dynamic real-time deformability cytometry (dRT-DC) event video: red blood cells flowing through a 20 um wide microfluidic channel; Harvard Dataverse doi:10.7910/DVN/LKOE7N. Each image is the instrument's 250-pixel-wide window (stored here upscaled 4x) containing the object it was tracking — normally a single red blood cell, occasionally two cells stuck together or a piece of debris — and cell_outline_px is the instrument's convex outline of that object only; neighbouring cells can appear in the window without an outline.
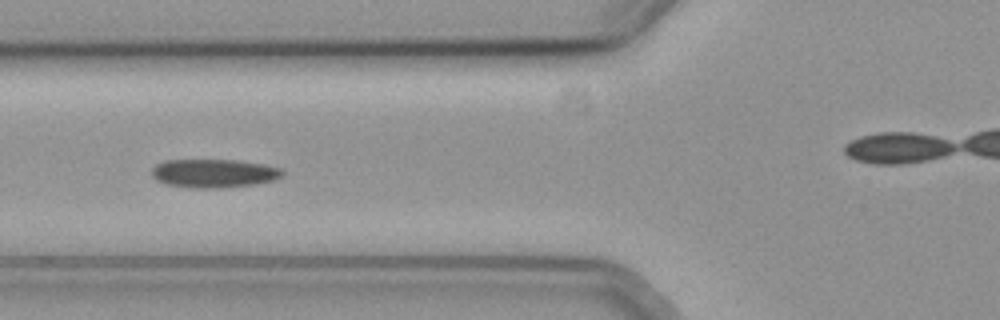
{"species": "common noctule bat (a hibernating species)", "species_latin": "Nyctalus noctula", "temperature_condition": "cold", "stored_images_in_passage": 39, "camera_frame_rate_fps": 3000, "um_per_image_px": 0.085, "animal": {"sex": "female", "body_mass_g": 19.3, "forearm_length_mm": 54.1}, "frame": {"image": 1, "passage_image": 6, "time_ms": 1.667, "image_size_px": [1000, 320], "cell_outline_px": [[284, 176], [276, 180], [256, 184], [216, 188], [192, 188], [164, 184], [156, 180], [152, 176], [152, 168], [156, 164], [164, 160], [236, 160], [264, 164], [280, 168], [284, 172]], "centroid_in_image_um": [18.18, 14.73], "position_along_channel_um": 107.6, "area_um2": 21.96}}
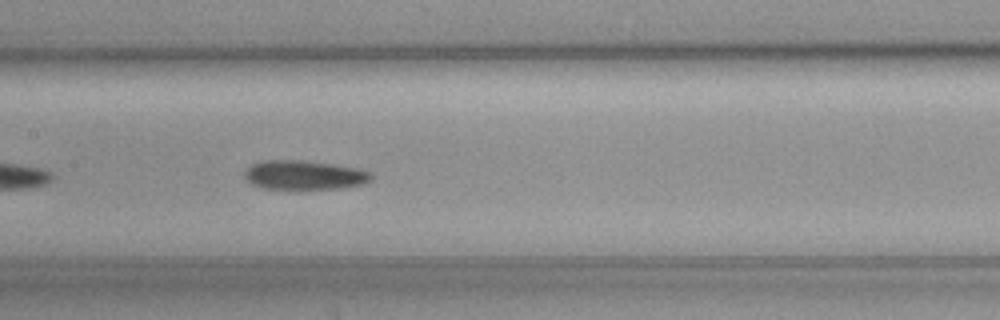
{"frame": {"image": 2, "passage_image": 12, "time_ms": 3.667, "image_size_px": [1000, 320], "cell_outline_px": [[372, 180], [364, 184], [340, 188], [260, 188], [244, 180], [244, 172], [252, 164], [264, 160], [304, 160], [332, 164], [356, 168], [372, 172]], "centroid_in_image_um": [25.85, 14.87], "position_along_channel_um": 181.6, "area_um2": 21.5}, "authors_computed_cell_mechanics": {"area_um2": 21.5016, "velocity_mm_per_s": 3.6817, "shape_relaxation_time_tau1_ms": 6.6032, "shape_relaxation_time_tau2_ms": 8.8305, "deformation_change_tau1": 0.0993, "deformation_change_tau2": 0.1669}}